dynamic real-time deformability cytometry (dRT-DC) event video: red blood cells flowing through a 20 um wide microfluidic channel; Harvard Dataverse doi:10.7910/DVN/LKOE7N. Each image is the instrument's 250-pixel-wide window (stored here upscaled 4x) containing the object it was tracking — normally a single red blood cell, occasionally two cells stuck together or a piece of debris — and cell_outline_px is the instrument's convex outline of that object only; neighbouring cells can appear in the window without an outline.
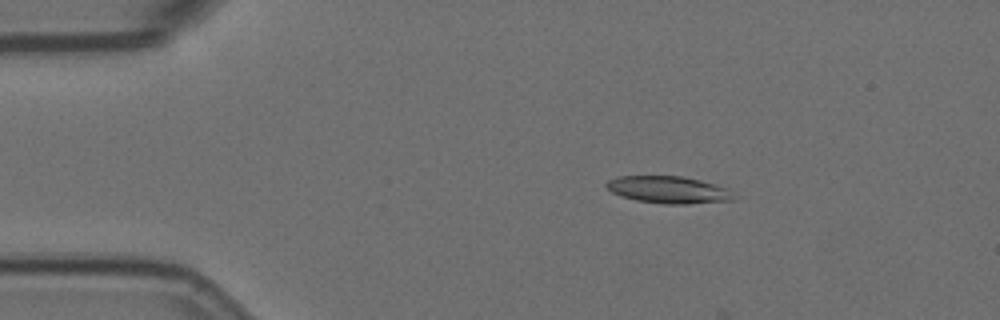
{"species": "Egyptian fruit bat (a non-hibernating species)", "species_latin": "Rousettus aegyptiacus", "temperature_condition": "room temperature", "stored_images_in_passage": 5, "camera_frame_rate_fps": 3000, "um_per_image_px": 0.085, "animal": {"sex": "female"}, "frame": {"image": 1, "passage_image": 3, "time_ms": 0.667, "image_size_px": [1000, 320], "cell_outline_px": [[740, 196], [732, 200], [688, 204], [664, 204], [636, 200], [620, 196], [612, 192], [604, 184], [608, 180], [616, 176], [680, 176], [700, 180], [728, 188]], "centroid_in_image_um": [56.86, 16.13], "position_along_channel_um": 28.1, "area_um2": 20.35}}
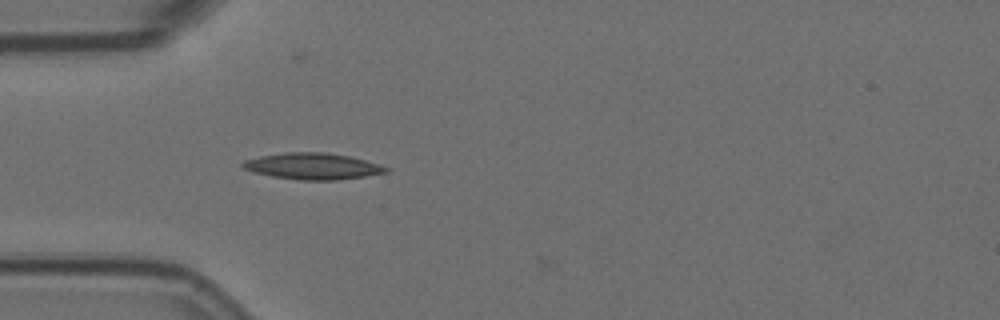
{"frame": {"image": 2, "passage_image": 5, "time_ms": 1.333, "image_size_px": [1000, 320], "cell_outline_px": [[388, 172], [364, 176], [336, 180], [300, 180], [272, 176], [256, 172], [244, 168], [240, 164], [244, 160], [260, 156], [284, 152], [324, 152], [348, 156], [380, 164], [388, 168]], "centroid_in_image_um": [26.57, 14.12], "position_along_channel_um": 58.4, "area_um2": 21.79}}